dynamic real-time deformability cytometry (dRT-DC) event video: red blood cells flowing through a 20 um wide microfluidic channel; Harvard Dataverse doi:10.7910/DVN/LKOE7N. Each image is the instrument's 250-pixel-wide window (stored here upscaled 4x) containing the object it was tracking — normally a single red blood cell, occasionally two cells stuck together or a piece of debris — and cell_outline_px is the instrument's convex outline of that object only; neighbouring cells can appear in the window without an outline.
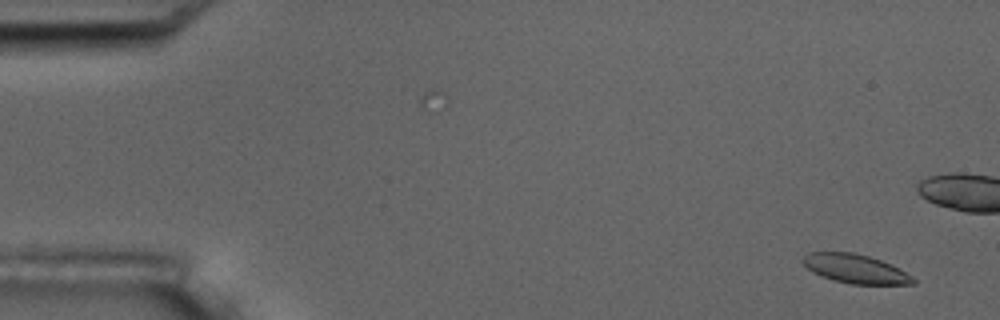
{"species": "common noctule bat (a hibernating species)", "species_latin": "Nyctalus noctula", "temperature_condition": "room temperature", "stored_images_in_passage": 7, "camera_frame_rate_fps": 3000, "um_per_image_px": 0.085, "animal": {"sex": "male", "body_mass_g": 17.5, "forearm_length_mm": 52.3}, "frame": {"image": 1, "passage_image": 2, "time_ms": 1.0, "image_size_px": [1000, 320], "cell_outline_px": [[916, 284], [852, 284], [832, 280], [820, 276], [812, 272], [800, 260], [808, 252], [852, 252], [868, 256], [892, 264], [912, 276], [916, 280]], "centroid_in_image_um": [72.69, 22.85], "position_along_channel_um": 12.3, "area_um2": 18.67}}